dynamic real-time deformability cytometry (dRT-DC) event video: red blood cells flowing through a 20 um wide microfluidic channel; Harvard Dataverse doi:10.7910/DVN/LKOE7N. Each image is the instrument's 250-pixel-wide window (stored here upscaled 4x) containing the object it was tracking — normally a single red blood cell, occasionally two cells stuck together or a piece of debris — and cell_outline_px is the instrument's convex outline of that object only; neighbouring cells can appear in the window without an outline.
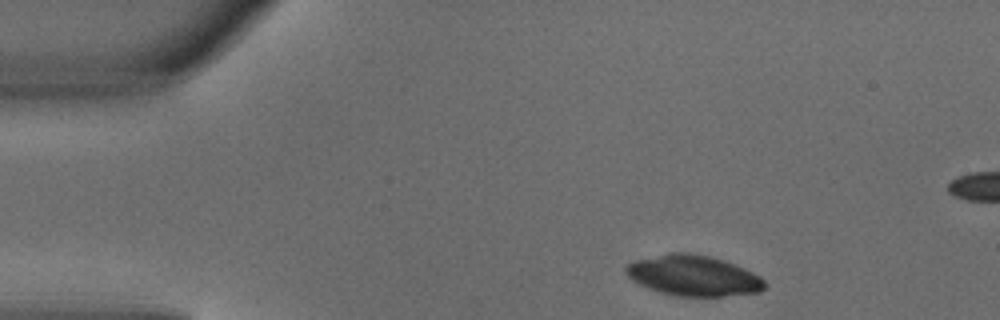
{"species": "common noctule bat (a hibernating species)", "species_latin": "Nyctalus noctula", "temperature_condition": "warm", "stored_images_in_passage": 4, "segment_of_instrument_passage": [2, 2], "camera_frame_rate_fps": 3000, "um_per_image_px": 0.085, "animal": {"sex": "male", "body_mass_g": 18.8}, "frame": {"image": 1, "passage_image": 4, "time_ms": 1.0, "image_size_px": [1000, 320], "cell_outline_px": [[764, 288], [760, 292], [724, 296], [672, 296], [648, 288], [632, 280], [624, 272], [624, 268], [632, 260], [672, 252], [688, 252], [712, 256], [724, 260], [744, 268], [760, 276], [764, 280]], "centroid_in_image_um": [58.91, 23.42], "position_along_channel_um": 26.1, "area_um2": 33.06}}